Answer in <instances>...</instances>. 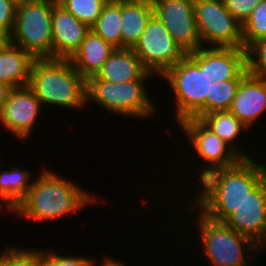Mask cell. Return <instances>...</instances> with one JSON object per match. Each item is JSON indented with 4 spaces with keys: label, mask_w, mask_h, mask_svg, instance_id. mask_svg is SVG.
<instances>
[{
    "label": "cell",
    "mask_w": 266,
    "mask_h": 266,
    "mask_svg": "<svg viewBox=\"0 0 266 266\" xmlns=\"http://www.w3.org/2000/svg\"><path fill=\"white\" fill-rule=\"evenodd\" d=\"M265 178L266 165L253 158L213 170L199 179L203 186L195 206L208 218L224 222Z\"/></svg>",
    "instance_id": "6da1fadb"
},
{
    "label": "cell",
    "mask_w": 266,
    "mask_h": 266,
    "mask_svg": "<svg viewBox=\"0 0 266 266\" xmlns=\"http://www.w3.org/2000/svg\"><path fill=\"white\" fill-rule=\"evenodd\" d=\"M40 174L12 212L28 220L53 221L94 201L95 197L54 172L44 169Z\"/></svg>",
    "instance_id": "7a4b0ae2"
},
{
    "label": "cell",
    "mask_w": 266,
    "mask_h": 266,
    "mask_svg": "<svg viewBox=\"0 0 266 266\" xmlns=\"http://www.w3.org/2000/svg\"><path fill=\"white\" fill-rule=\"evenodd\" d=\"M41 105L82 108L87 103V81L69 59H35L28 85Z\"/></svg>",
    "instance_id": "3957f363"
},
{
    "label": "cell",
    "mask_w": 266,
    "mask_h": 266,
    "mask_svg": "<svg viewBox=\"0 0 266 266\" xmlns=\"http://www.w3.org/2000/svg\"><path fill=\"white\" fill-rule=\"evenodd\" d=\"M56 3L57 0H18L9 41L35 59L53 58L52 8Z\"/></svg>",
    "instance_id": "277c9868"
},
{
    "label": "cell",
    "mask_w": 266,
    "mask_h": 266,
    "mask_svg": "<svg viewBox=\"0 0 266 266\" xmlns=\"http://www.w3.org/2000/svg\"><path fill=\"white\" fill-rule=\"evenodd\" d=\"M162 77L170 83L177 102L176 120L201 119L206 114V99L213 79L187 55L170 67Z\"/></svg>",
    "instance_id": "5b68a950"
},
{
    "label": "cell",
    "mask_w": 266,
    "mask_h": 266,
    "mask_svg": "<svg viewBox=\"0 0 266 266\" xmlns=\"http://www.w3.org/2000/svg\"><path fill=\"white\" fill-rule=\"evenodd\" d=\"M198 216L201 243L203 242L204 253L210 263L213 266H247L249 257L244 256L247 252L244 250L253 252L259 250L260 246L250 238L238 234L225 222L212 220L203 213Z\"/></svg>",
    "instance_id": "8992f818"
},
{
    "label": "cell",
    "mask_w": 266,
    "mask_h": 266,
    "mask_svg": "<svg viewBox=\"0 0 266 266\" xmlns=\"http://www.w3.org/2000/svg\"><path fill=\"white\" fill-rule=\"evenodd\" d=\"M145 80L121 82L119 84L104 80H87V102L95 101L107 111L145 118L154 112L151 99L146 92Z\"/></svg>",
    "instance_id": "52a82bcc"
},
{
    "label": "cell",
    "mask_w": 266,
    "mask_h": 266,
    "mask_svg": "<svg viewBox=\"0 0 266 266\" xmlns=\"http://www.w3.org/2000/svg\"><path fill=\"white\" fill-rule=\"evenodd\" d=\"M194 14L202 47L244 48L242 24L225 8L223 0H194Z\"/></svg>",
    "instance_id": "ba28073f"
},
{
    "label": "cell",
    "mask_w": 266,
    "mask_h": 266,
    "mask_svg": "<svg viewBox=\"0 0 266 266\" xmlns=\"http://www.w3.org/2000/svg\"><path fill=\"white\" fill-rule=\"evenodd\" d=\"M132 49L148 72L160 76L188 55L154 14Z\"/></svg>",
    "instance_id": "9c48e42d"
},
{
    "label": "cell",
    "mask_w": 266,
    "mask_h": 266,
    "mask_svg": "<svg viewBox=\"0 0 266 266\" xmlns=\"http://www.w3.org/2000/svg\"><path fill=\"white\" fill-rule=\"evenodd\" d=\"M156 15L172 39L188 54L201 45L194 14V0H151Z\"/></svg>",
    "instance_id": "30bf717a"
},
{
    "label": "cell",
    "mask_w": 266,
    "mask_h": 266,
    "mask_svg": "<svg viewBox=\"0 0 266 266\" xmlns=\"http://www.w3.org/2000/svg\"><path fill=\"white\" fill-rule=\"evenodd\" d=\"M179 125L192 141L199 157L209 164L204 166L200 178L213 170L234 166L242 159L200 119L188 118Z\"/></svg>",
    "instance_id": "8fae6325"
},
{
    "label": "cell",
    "mask_w": 266,
    "mask_h": 266,
    "mask_svg": "<svg viewBox=\"0 0 266 266\" xmlns=\"http://www.w3.org/2000/svg\"><path fill=\"white\" fill-rule=\"evenodd\" d=\"M224 222L238 234L254 241L260 246V252L264 250L266 247V178Z\"/></svg>",
    "instance_id": "7c38bea8"
},
{
    "label": "cell",
    "mask_w": 266,
    "mask_h": 266,
    "mask_svg": "<svg viewBox=\"0 0 266 266\" xmlns=\"http://www.w3.org/2000/svg\"><path fill=\"white\" fill-rule=\"evenodd\" d=\"M41 103L29 86L12 88L0 110V122L19 139H26L34 128Z\"/></svg>",
    "instance_id": "4fadbf2b"
},
{
    "label": "cell",
    "mask_w": 266,
    "mask_h": 266,
    "mask_svg": "<svg viewBox=\"0 0 266 266\" xmlns=\"http://www.w3.org/2000/svg\"><path fill=\"white\" fill-rule=\"evenodd\" d=\"M188 56L213 82L236 79L247 68L244 48L200 47Z\"/></svg>",
    "instance_id": "5bb4252c"
},
{
    "label": "cell",
    "mask_w": 266,
    "mask_h": 266,
    "mask_svg": "<svg viewBox=\"0 0 266 266\" xmlns=\"http://www.w3.org/2000/svg\"><path fill=\"white\" fill-rule=\"evenodd\" d=\"M90 28L56 3L52 8L53 58L69 59Z\"/></svg>",
    "instance_id": "9a60e30c"
},
{
    "label": "cell",
    "mask_w": 266,
    "mask_h": 266,
    "mask_svg": "<svg viewBox=\"0 0 266 266\" xmlns=\"http://www.w3.org/2000/svg\"><path fill=\"white\" fill-rule=\"evenodd\" d=\"M266 110V80L247 73L241 80L230 112L248 128Z\"/></svg>",
    "instance_id": "2e32d148"
},
{
    "label": "cell",
    "mask_w": 266,
    "mask_h": 266,
    "mask_svg": "<svg viewBox=\"0 0 266 266\" xmlns=\"http://www.w3.org/2000/svg\"><path fill=\"white\" fill-rule=\"evenodd\" d=\"M153 75L141 63L132 48H115L100 71L88 80H104L113 83L145 80Z\"/></svg>",
    "instance_id": "e0dca14e"
},
{
    "label": "cell",
    "mask_w": 266,
    "mask_h": 266,
    "mask_svg": "<svg viewBox=\"0 0 266 266\" xmlns=\"http://www.w3.org/2000/svg\"><path fill=\"white\" fill-rule=\"evenodd\" d=\"M114 50L115 47L90 30L69 60L72 66L87 81L100 71L102 65Z\"/></svg>",
    "instance_id": "ac0fdd59"
},
{
    "label": "cell",
    "mask_w": 266,
    "mask_h": 266,
    "mask_svg": "<svg viewBox=\"0 0 266 266\" xmlns=\"http://www.w3.org/2000/svg\"><path fill=\"white\" fill-rule=\"evenodd\" d=\"M35 58L10 41L0 50V82L11 88L29 85Z\"/></svg>",
    "instance_id": "d6986e66"
},
{
    "label": "cell",
    "mask_w": 266,
    "mask_h": 266,
    "mask_svg": "<svg viewBox=\"0 0 266 266\" xmlns=\"http://www.w3.org/2000/svg\"><path fill=\"white\" fill-rule=\"evenodd\" d=\"M154 14L151 0H122V48H133Z\"/></svg>",
    "instance_id": "ffe728a7"
},
{
    "label": "cell",
    "mask_w": 266,
    "mask_h": 266,
    "mask_svg": "<svg viewBox=\"0 0 266 266\" xmlns=\"http://www.w3.org/2000/svg\"><path fill=\"white\" fill-rule=\"evenodd\" d=\"M200 120L220 139L227 143L242 159L250 158L247 154L240 151V149L237 150L234 145L235 137L239 136L242 129L244 131L248 127L229 110L210 112L205 114Z\"/></svg>",
    "instance_id": "44dd1931"
},
{
    "label": "cell",
    "mask_w": 266,
    "mask_h": 266,
    "mask_svg": "<svg viewBox=\"0 0 266 266\" xmlns=\"http://www.w3.org/2000/svg\"><path fill=\"white\" fill-rule=\"evenodd\" d=\"M122 0H108L95 24L90 28L115 48H122Z\"/></svg>",
    "instance_id": "7402d4cb"
},
{
    "label": "cell",
    "mask_w": 266,
    "mask_h": 266,
    "mask_svg": "<svg viewBox=\"0 0 266 266\" xmlns=\"http://www.w3.org/2000/svg\"><path fill=\"white\" fill-rule=\"evenodd\" d=\"M30 176L27 170H20L17 167L0 173V199L7 203V209L11 212L27 196L32 187L33 182L28 183Z\"/></svg>",
    "instance_id": "603a6c76"
},
{
    "label": "cell",
    "mask_w": 266,
    "mask_h": 266,
    "mask_svg": "<svg viewBox=\"0 0 266 266\" xmlns=\"http://www.w3.org/2000/svg\"><path fill=\"white\" fill-rule=\"evenodd\" d=\"M247 73L246 68L236 79L212 81L210 96H207L206 99V114L214 111L230 110L239 84Z\"/></svg>",
    "instance_id": "cb8c5ba5"
},
{
    "label": "cell",
    "mask_w": 266,
    "mask_h": 266,
    "mask_svg": "<svg viewBox=\"0 0 266 266\" xmlns=\"http://www.w3.org/2000/svg\"><path fill=\"white\" fill-rule=\"evenodd\" d=\"M108 0H57L65 10L91 28Z\"/></svg>",
    "instance_id": "d4e9b609"
},
{
    "label": "cell",
    "mask_w": 266,
    "mask_h": 266,
    "mask_svg": "<svg viewBox=\"0 0 266 266\" xmlns=\"http://www.w3.org/2000/svg\"><path fill=\"white\" fill-rule=\"evenodd\" d=\"M242 35L244 49L256 40L266 39V0L256 5L242 24Z\"/></svg>",
    "instance_id": "484cf974"
},
{
    "label": "cell",
    "mask_w": 266,
    "mask_h": 266,
    "mask_svg": "<svg viewBox=\"0 0 266 266\" xmlns=\"http://www.w3.org/2000/svg\"><path fill=\"white\" fill-rule=\"evenodd\" d=\"M247 72L266 80V39L252 42L246 48Z\"/></svg>",
    "instance_id": "4316f807"
},
{
    "label": "cell",
    "mask_w": 266,
    "mask_h": 266,
    "mask_svg": "<svg viewBox=\"0 0 266 266\" xmlns=\"http://www.w3.org/2000/svg\"><path fill=\"white\" fill-rule=\"evenodd\" d=\"M0 266H42L41 251L8 247L0 254Z\"/></svg>",
    "instance_id": "83f0119b"
},
{
    "label": "cell",
    "mask_w": 266,
    "mask_h": 266,
    "mask_svg": "<svg viewBox=\"0 0 266 266\" xmlns=\"http://www.w3.org/2000/svg\"><path fill=\"white\" fill-rule=\"evenodd\" d=\"M41 264L42 266H94L95 261L80 256H60L53 250L51 252L48 250L47 253L41 250Z\"/></svg>",
    "instance_id": "f1b7e54d"
},
{
    "label": "cell",
    "mask_w": 266,
    "mask_h": 266,
    "mask_svg": "<svg viewBox=\"0 0 266 266\" xmlns=\"http://www.w3.org/2000/svg\"><path fill=\"white\" fill-rule=\"evenodd\" d=\"M18 0H0V34L10 39L13 32Z\"/></svg>",
    "instance_id": "f546056e"
},
{
    "label": "cell",
    "mask_w": 266,
    "mask_h": 266,
    "mask_svg": "<svg viewBox=\"0 0 266 266\" xmlns=\"http://www.w3.org/2000/svg\"><path fill=\"white\" fill-rule=\"evenodd\" d=\"M262 0H223L228 12L241 24Z\"/></svg>",
    "instance_id": "4dcf8cb0"
},
{
    "label": "cell",
    "mask_w": 266,
    "mask_h": 266,
    "mask_svg": "<svg viewBox=\"0 0 266 266\" xmlns=\"http://www.w3.org/2000/svg\"><path fill=\"white\" fill-rule=\"evenodd\" d=\"M11 89L12 88L9 85L0 82V110L2 109L3 104L7 100L8 94Z\"/></svg>",
    "instance_id": "1f68e13d"
},
{
    "label": "cell",
    "mask_w": 266,
    "mask_h": 266,
    "mask_svg": "<svg viewBox=\"0 0 266 266\" xmlns=\"http://www.w3.org/2000/svg\"><path fill=\"white\" fill-rule=\"evenodd\" d=\"M101 266H126V265L118 260L116 261V259L114 260L113 258L109 259L106 257L103 259Z\"/></svg>",
    "instance_id": "d6a6232c"
},
{
    "label": "cell",
    "mask_w": 266,
    "mask_h": 266,
    "mask_svg": "<svg viewBox=\"0 0 266 266\" xmlns=\"http://www.w3.org/2000/svg\"><path fill=\"white\" fill-rule=\"evenodd\" d=\"M8 41L9 39L6 36L0 34V50L6 45Z\"/></svg>",
    "instance_id": "836d02e7"
}]
</instances>
